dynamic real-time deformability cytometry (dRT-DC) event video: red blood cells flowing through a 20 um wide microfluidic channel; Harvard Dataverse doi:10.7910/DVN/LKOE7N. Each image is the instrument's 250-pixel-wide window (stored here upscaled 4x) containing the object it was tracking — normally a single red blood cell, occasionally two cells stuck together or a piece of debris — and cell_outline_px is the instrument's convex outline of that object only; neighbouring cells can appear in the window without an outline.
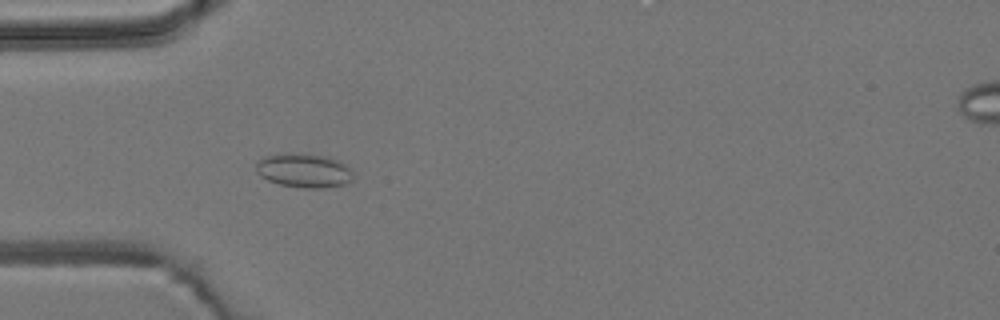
{"species": "common noctule bat (a hibernating species)", "species_latin": "Nyctalus noctula", "temperature_condition": "room temperature", "stored_images_in_passage": 5, "camera_frame_rate_fps": 3000, "um_per_image_px": 0.085, "animal": {"sex": "male", "body_mass_g": 19.2, "forearm_length_mm": 51.8}, "frame": {"image": 1, "passage_image": 5, "time_ms": 4.667, "image_size_px": [1000, 320], "cell_outline_px": [[352, 180], [344, 184], [320, 188], [304, 188], [280, 184], [268, 180], [260, 176], [256, 172], [256, 160], [264, 156], [284, 152], [288, 152], [328, 156], [344, 164], [352, 172]], "centroid_in_image_um": [25.77, 14.47], "position_along_channel_um": 59.2, "area_um2": 19.36}}